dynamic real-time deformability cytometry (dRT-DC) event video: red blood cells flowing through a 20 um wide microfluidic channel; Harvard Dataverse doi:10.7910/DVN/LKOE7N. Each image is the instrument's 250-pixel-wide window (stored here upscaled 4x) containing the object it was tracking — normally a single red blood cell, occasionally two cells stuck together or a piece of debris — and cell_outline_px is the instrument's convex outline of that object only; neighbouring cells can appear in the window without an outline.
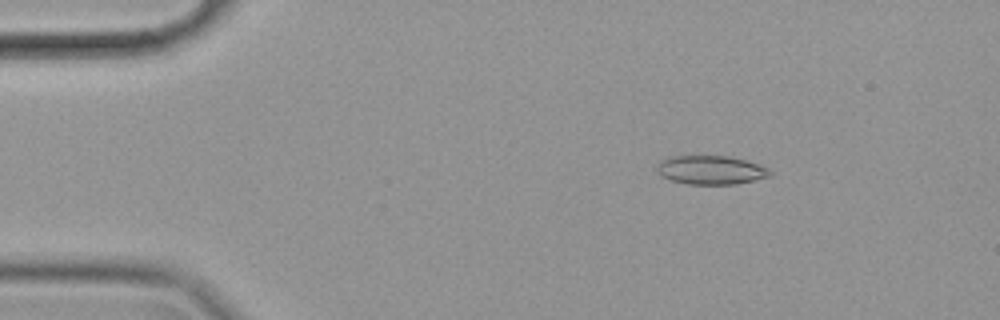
{"species": "common noctule bat (a hibernating species)", "species_latin": "Nyctalus noctula", "temperature_condition": "cold", "stored_images_in_passage": 57, "camera_frame_rate_fps": 3000, "um_per_image_px": 0.085, "animal": {"sex": "female", "body_mass_g": 19.9}, "frame": {"image": 1, "passage_image": 9, "time_ms": 2.667, "image_size_px": [1000, 320], "cell_outline_px": [[772, 176], [756, 180], [736, 184], [688, 184], [672, 180], [656, 172], [656, 164], [660, 160], [668, 156], [728, 156], [744, 160], [768, 168], [772, 172]], "centroid_in_image_um": [60.41, 14.45], "position_along_channel_um": 24.6, "area_um2": 19.02}}
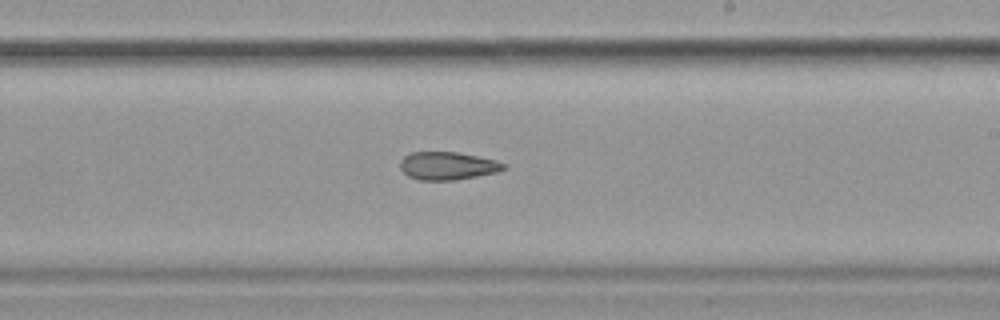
{"frame": {"image": 2, "passage_image": 34, "time_ms": 11.0, "image_size_px": [1000, 320], "cell_outline_px": [[508, 168], [496, 172], [476, 176], [452, 180], [420, 180], [408, 176], [400, 168], [400, 160], [404, 156], [412, 152], [456, 152], [496, 160], [508, 164]], "centroid_in_image_um": [38.06, 14.09], "position_along_channel_um": 250.9, "area_um2": 16.82}}
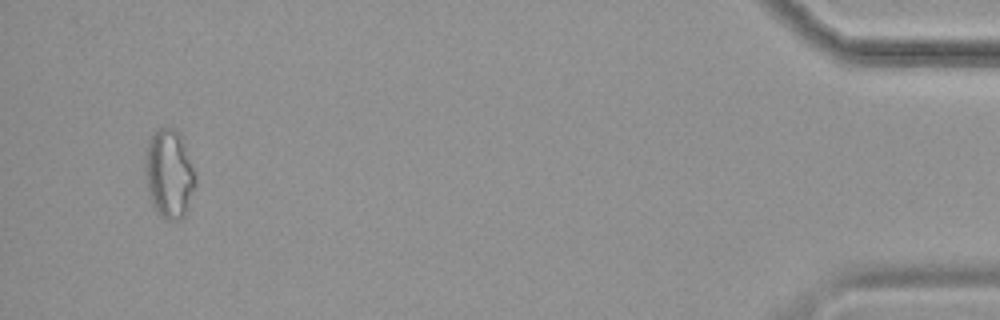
{"frame": {"image": 3, "passage_image": 55, "time_ms": 18.0, "image_size_px": [1000, 320], "cell_outline_px": [[196, 184], [184, 216], [180, 220], [164, 220], [156, 212], [152, 204], [148, 192], [144, 172], [144, 156], [148, 140], [152, 132], [160, 128], [176, 128], [180, 132], [196, 172]], "centroid_in_image_um": [14.37, 14.75], "position_along_channel_um": 420.8, "area_um2": 26.7}}